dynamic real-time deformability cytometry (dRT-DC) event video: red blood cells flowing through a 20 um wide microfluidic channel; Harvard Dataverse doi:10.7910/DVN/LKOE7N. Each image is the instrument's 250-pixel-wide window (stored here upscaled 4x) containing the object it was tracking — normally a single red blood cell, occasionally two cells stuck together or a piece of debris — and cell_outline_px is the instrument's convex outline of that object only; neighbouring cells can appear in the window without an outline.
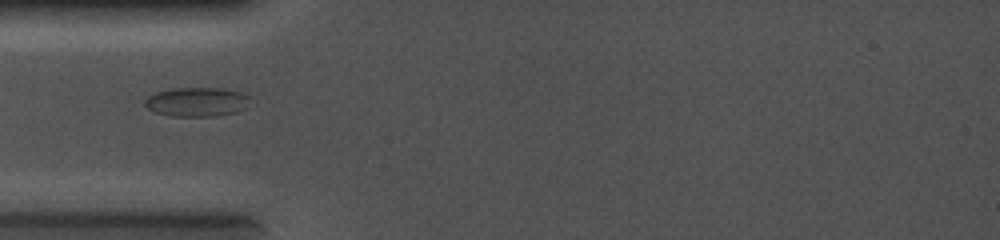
{"species": "common noctule bat (a hibernating species)", "species_latin": "Nyctalus noctula", "temperature_condition": "cold", "stored_images_in_passage": 50, "camera_frame_rate_fps": 5000, "um_per_image_px": 0.085, "animal": {"sex": "female", "body_mass_g": 19.0, "forearm_length_mm": 56.7}, "frame": {"image": 1, "passage_image": 1, "time_ms": 0.0, "image_size_px": [1000, 240], "cell_outline_px": [[252, 96], [248, 108], [236, 112], [216, 116], [172, 116], [156, 112], [148, 108], [144, 104], [144, 100], [148, 96], [156, 92], [172, 88], [224, 88], [240, 92]], "centroid_in_image_um": [16.79, 8.65], "position_along_channel_um": 68.2, "area_um2": 18.15}}
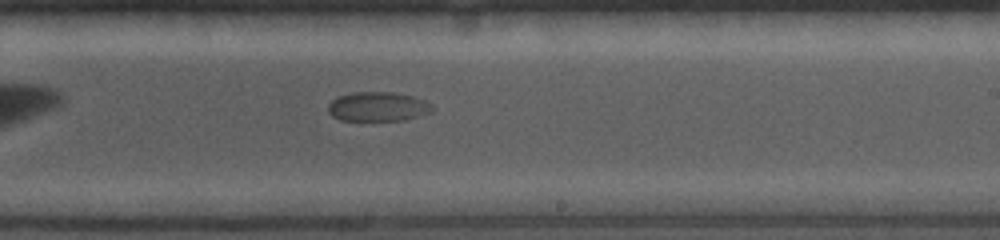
{"frame": {"image": 2, "passage_image": 22, "time_ms": 4.2, "image_size_px": [1000, 240], "cell_outline_px": [[432, 112], [404, 120], [340, 120], [332, 116], [328, 112], [328, 104], [336, 96], [352, 92], [392, 92], [412, 96], [424, 100], [432, 104]], "centroid_in_image_um": [32.09, 9.05], "position_along_channel_um": 256.9, "area_um2": 17.86}}
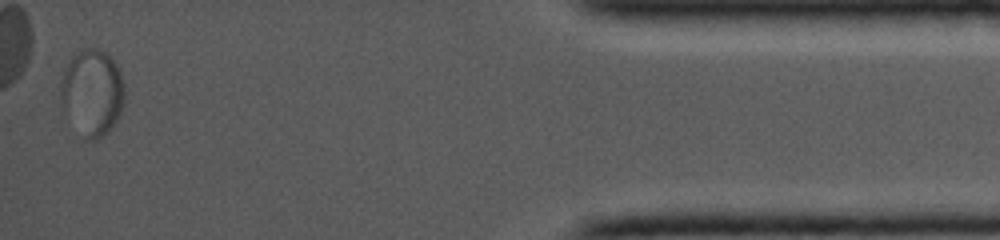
{"frame": {"image": 3, "passage_image": 48, "time_ms": 9.4, "image_size_px": [1000, 240], "cell_outline_px": [[124, 104], [116, 120], [108, 132], [96, 140], [84, 140], [60, 112], [60, 84], [64, 72], [72, 56], [84, 48], [96, 48], [104, 52], [116, 64], [120, 72], [124, 84]], "centroid_in_image_um": [7.79, 7.93], "position_along_channel_um": 427.4, "area_um2": 32.77}}